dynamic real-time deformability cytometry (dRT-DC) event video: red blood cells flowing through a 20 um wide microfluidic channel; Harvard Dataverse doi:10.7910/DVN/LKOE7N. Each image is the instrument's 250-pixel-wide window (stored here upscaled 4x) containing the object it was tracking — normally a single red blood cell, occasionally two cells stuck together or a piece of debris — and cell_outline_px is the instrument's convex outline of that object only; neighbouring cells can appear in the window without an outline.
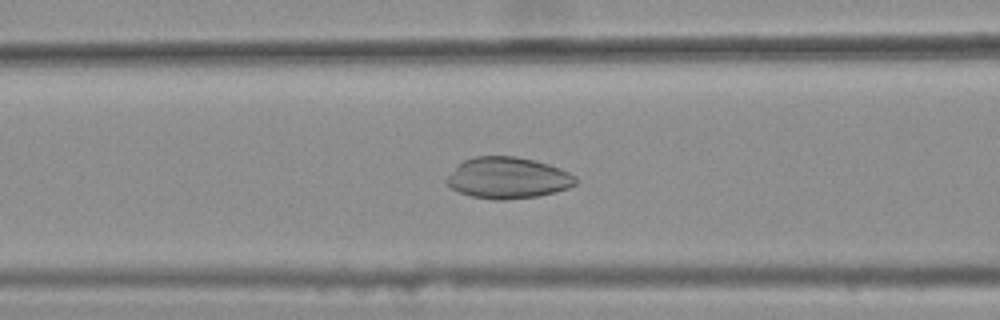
{"species": "common noctule bat (a hibernating species)", "species_latin": "Nyctalus noctula", "temperature_condition": "warm", "stored_images_in_passage": 45, "camera_frame_rate_fps": 3000, "um_per_image_px": 0.085, "animal": {"sex": "female", "body_mass_g": 25.1}, "frame": {"image": 1, "passage_image": 21, "time_ms": 6.667, "image_size_px": [1000, 320], "cell_outline_px": [[576, 184], [568, 188], [556, 192], [540, 196], [504, 200], [492, 200], [472, 196], [460, 192], [452, 188], [444, 180], [456, 164], [472, 156], [516, 156], [548, 164], [560, 168], [576, 176]], "centroid_in_image_um": [43.14, 15.12], "position_along_channel_um": 123.5, "area_um2": 31.27}}
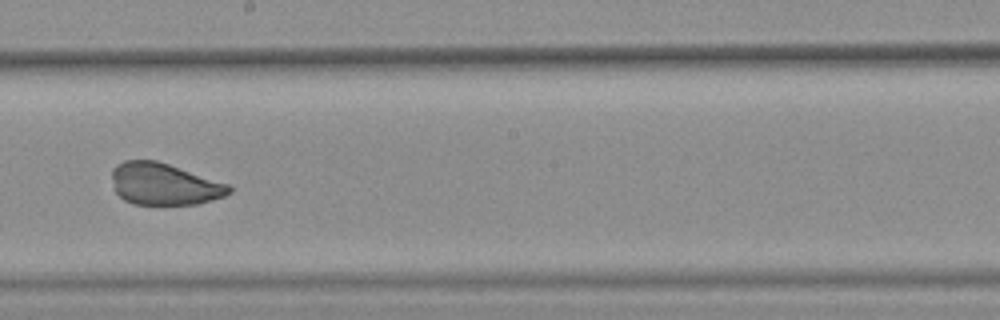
{"frame": {"image": 2, "passage_image": 30, "time_ms": 9.667, "image_size_px": [1000, 320], "cell_outline_px": [[232, 192], [224, 196], [212, 200], [196, 204], [132, 204], [124, 200], [116, 192], [112, 180], [112, 168], [116, 164], [124, 160], [156, 160], [228, 184], [232, 188]], "centroid_in_image_um": [13.93, 15.64], "position_along_channel_um": 234.3, "area_um2": 28.44}}
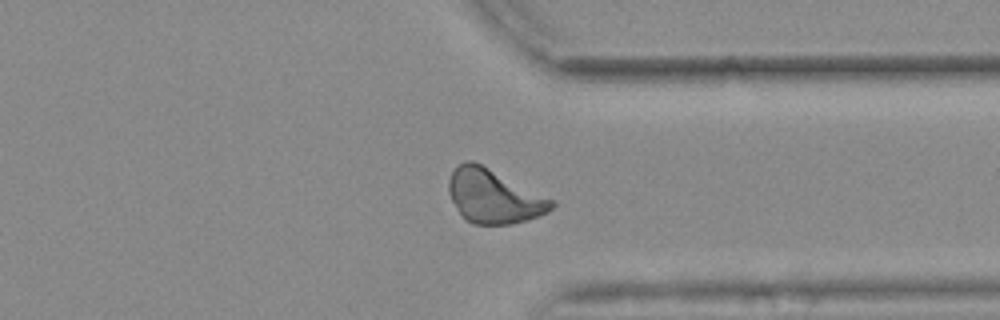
{"frame": {"image": 3, "passage_image": 41, "time_ms": 13.333, "image_size_px": [1000, 320], "cell_outline_px": [[556, 204], [548, 212], [528, 220], [512, 224], [472, 224], [460, 212], [452, 200], [448, 192], [448, 180], [452, 172], [464, 160], [472, 160], [556, 200]], "centroid_in_image_um": [42.0, 16.69], "position_along_channel_um": 369.4, "area_um2": 32.14}}